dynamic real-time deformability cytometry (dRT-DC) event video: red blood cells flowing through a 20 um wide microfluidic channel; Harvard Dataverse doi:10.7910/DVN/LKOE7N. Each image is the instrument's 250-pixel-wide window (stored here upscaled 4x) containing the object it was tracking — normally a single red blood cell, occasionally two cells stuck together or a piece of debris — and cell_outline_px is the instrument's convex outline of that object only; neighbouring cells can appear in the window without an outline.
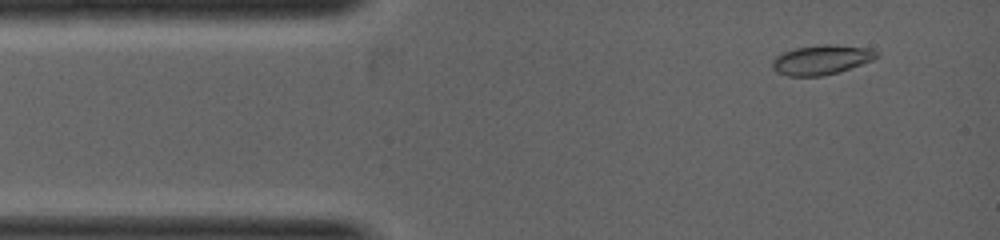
{"species": "common noctule bat (a hibernating species)", "species_latin": "Nyctalus noctula", "temperature_condition": "warm", "stored_images_in_passage": 2, "camera_frame_rate_fps": 5000, "um_per_image_px": 0.085, "animal": {"sex": "female", "body_mass_g": 19.0, "forearm_length_mm": 53.3}, "frame": {"image": 1, "passage_image": 1, "time_ms": 0.0, "image_size_px": [1000, 240], "cell_outline_px": [[880, 56], [872, 60], [836, 72], [820, 76], [788, 76], [776, 72], [772, 68], [772, 60], [776, 56], [784, 52], [796, 48], [820, 44], [836, 44], [868, 48], [876, 52]], "centroid_in_image_um": [69.78, 5.07], "position_along_channel_um": 15.2, "area_um2": 17.8}}